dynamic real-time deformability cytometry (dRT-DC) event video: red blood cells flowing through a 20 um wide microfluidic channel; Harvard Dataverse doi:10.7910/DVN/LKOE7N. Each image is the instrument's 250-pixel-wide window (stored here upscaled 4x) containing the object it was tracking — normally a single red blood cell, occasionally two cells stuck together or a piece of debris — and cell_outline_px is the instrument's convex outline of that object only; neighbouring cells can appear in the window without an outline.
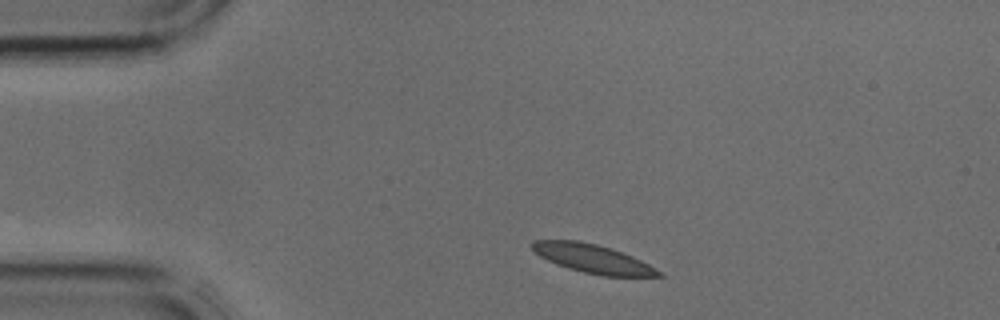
{"species": "common noctule bat (a hibernating species)", "species_latin": "Nyctalus noctula", "temperature_condition": "cold", "stored_images_in_passage": 3, "camera_frame_rate_fps": 3000, "um_per_image_px": 0.085, "animal": {"sex": "male", "body_mass_g": 17.9, "forearm_length_mm": 54.2}, "frame": {"image": 1, "passage_image": 1, "time_ms": 0.0, "image_size_px": [1000, 320], "cell_outline_px": [[664, 276], [604, 276], [584, 272], [568, 268], [556, 264], [540, 256], [532, 248], [532, 240], [580, 240], [596, 244], [632, 256], [648, 264], [660, 272]], "centroid_in_image_um": [50.35, 21.98], "position_along_channel_um": 34.7, "area_um2": 20.69}}